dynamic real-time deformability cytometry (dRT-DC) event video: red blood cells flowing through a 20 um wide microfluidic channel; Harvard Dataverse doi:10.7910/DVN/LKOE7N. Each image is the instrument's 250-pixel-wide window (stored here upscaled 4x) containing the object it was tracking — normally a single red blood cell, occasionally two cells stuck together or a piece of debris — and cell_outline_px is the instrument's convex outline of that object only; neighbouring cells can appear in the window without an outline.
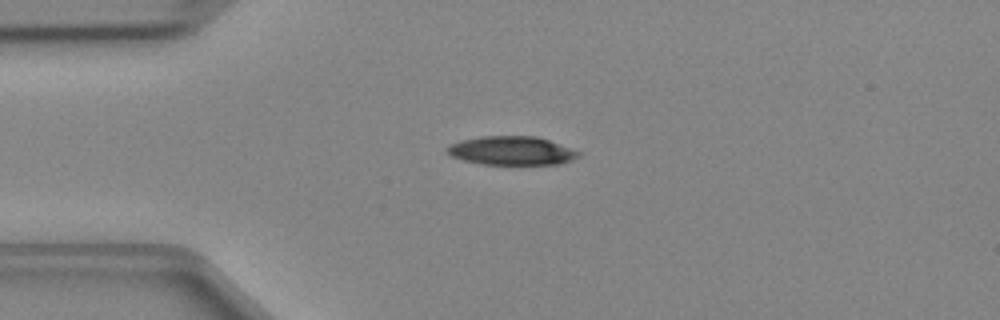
{"species": "Egyptian fruit bat (a non-hibernating species)", "species_latin": "Rousettus aegyptiacus", "temperature_condition": "cold", "stored_images_in_passage": 37, "camera_frame_rate_fps": 3000, "um_per_image_px": 0.085, "animal": {"sex": "female"}, "frame": {"image": 1, "passage_image": 1, "time_ms": 0.0, "image_size_px": [1000, 320], "cell_outline_px": [[580, 156], [572, 160], [560, 164], [480, 164], [464, 160], [452, 156], [444, 148], [460, 140], [480, 136], [536, 136], [548, 140], [580, 152]], "centroid_in_image_um": [43.47, 12.81], "position_along_channel_um": 41.5, "area_um2": 21.85}}
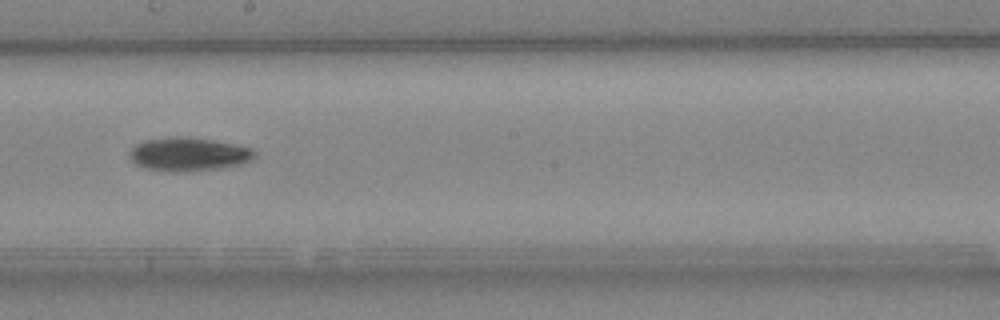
{"frame": {"image": 2, "passage_image": 16, "time_ms": 5.0, "image_size_px": [1000, 320], "cell_outline_px": [[256, 156], [252, 160], [240, 164], [224, 168], [176, 172], [168, 172], [148, 168], [136, 164], [128, 156], [128, 152], [136, 144], [144, 140], [176, 136], [184, 136], [212, 140], [236, 144], [252, 148], [256, 152]], "centroid_in_image_um": [16.04, 13.11], "position_along_channel_um": 232.2, "area_um2": 24.62}}
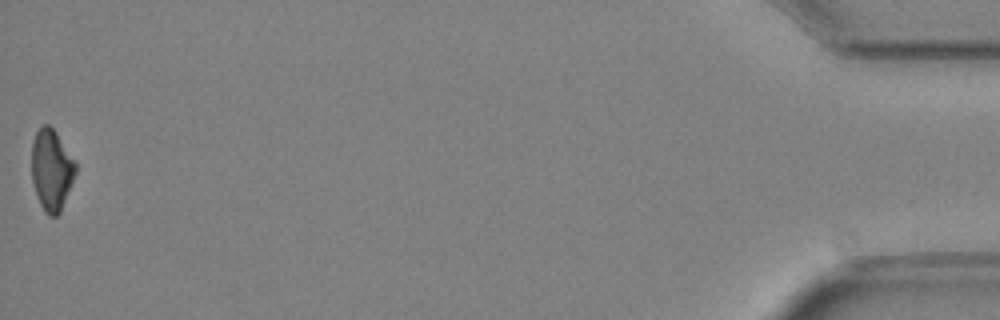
{"frame": {"image": 3, "passage_image": 37, "time_ms": 12.0, "image_size_px": [1000, 320], "cell_outline_px": [[76, 172], [60, 212], [56, 216], [48, 216], [44, 212], [36, 196], [32, 180], [32, 140], [36, 132], [44, 124], [48, 124], [56, 132], [76, 164]], "centroid_in_image_um": [4.36, 14.45], "position_along_channel_um": 430.8, "area_um2": 20.58}}